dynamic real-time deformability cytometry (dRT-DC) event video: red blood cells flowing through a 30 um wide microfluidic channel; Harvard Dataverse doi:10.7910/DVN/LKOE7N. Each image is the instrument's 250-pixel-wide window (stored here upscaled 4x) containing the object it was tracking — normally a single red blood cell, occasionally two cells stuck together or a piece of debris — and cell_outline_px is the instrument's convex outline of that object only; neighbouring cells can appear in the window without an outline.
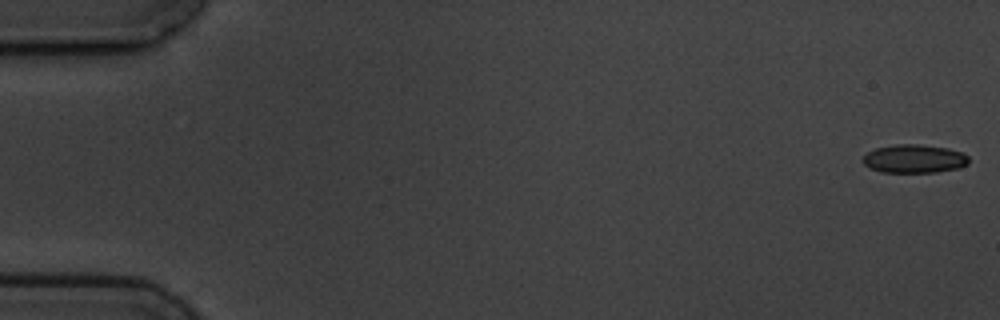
{"species": "common noctule bat (a hibernating species)", "species_latin": "Nyctalus noctula", "temperature_condition": "cold", "stored_images_in_passage": 4, "camera_frame_rate_fps": 3000, "um_per_image_px": 0.085, "animal": {"sex": "male", "body_mass_g": 19.5, "forearm_length_mm": 54.6}, "frame": {"image": 1, "passage_image": 1, "time_ms": 0.0, "image_size_px": [1000, 320], "cell_outline_px": [[968, 164], [956, 168], [936, 172], [880, 172], [868, 168], [860, 160], [868, 152], [876, 148], [896, 144], [920, 144], [948, 148], [964, 152], [968, 156]], "centroid_in_image_um": [77.69, 13.49], "position_along_channel_um": 7.3, "area_um2": 17.69}}
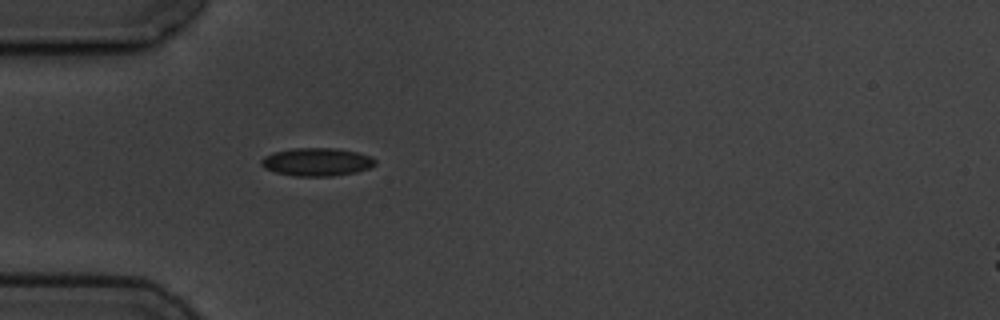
{"frame": {"image": 2, "passage_image": 4, "time_ms": 5.333, "image_size_px": [1000, 320], "cell_outline_px": [[376, 164], [368, 168], [356, 172], [332, 176], [296, 176], [276, 172], [264, 168], [260, 164], [260, 160], [264, 156], [272, 152], [292, 148], [336, 148], [356, 152], [372, 156], [376, 160]], "centroid_in_image_um": [26.91, 13.75], "position_along_channel_um": 58.1, "area_um2": 18.73}}